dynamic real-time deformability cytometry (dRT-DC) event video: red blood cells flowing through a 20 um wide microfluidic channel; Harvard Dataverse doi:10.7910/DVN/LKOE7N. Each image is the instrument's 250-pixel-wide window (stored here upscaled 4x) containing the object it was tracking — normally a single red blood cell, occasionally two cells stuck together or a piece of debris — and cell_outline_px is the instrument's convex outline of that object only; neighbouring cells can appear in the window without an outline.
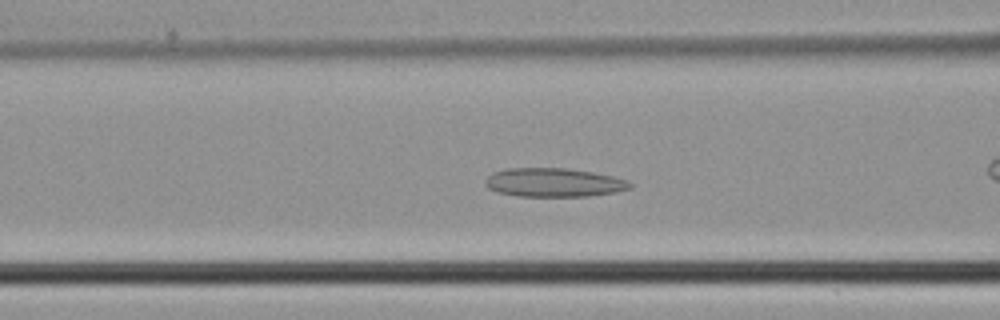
{"species": "common noctule bat (a hibernating species)", "species_latin": "Nyctalus noctula", "temperature_condition": "cold", "stored_images_in_passage": 41, "camera_frame_rate_fps": 3000, "um_per_image_px": 0.085, "animal": {"sex": "male", "body_mass_g": 21.5, "forearm_length_mm": 52.0}, "frame": {"image": 1, "passage_image": 12, "time_ms": 3.667, "image_size_px": [1000, 320], "cell_outline_px": [[632, 188], [616, 192], [588, 196], [516, 196], [496, 192], [488, 188], [484, 184], [484, 180], [492, 172], [504, 168], [568, 168], [592, 172], [612, 176], [628, 180], [632, 184]], "centroid_in_image_um": [47.04, 15.51], "position_along_channel_um": 119.6, "area_um2": 24.51}}
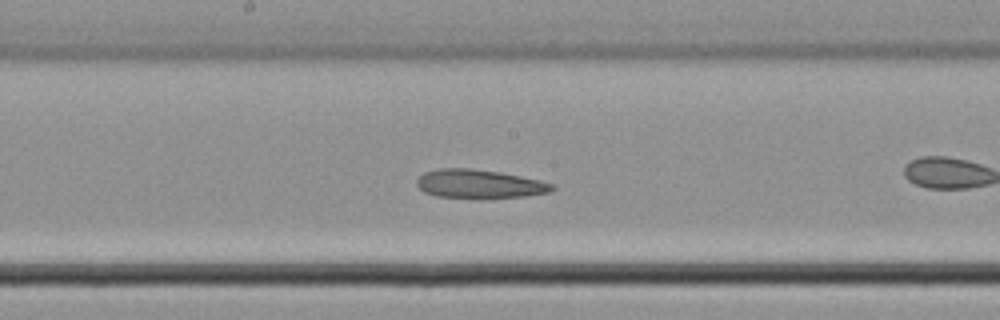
{"frame": {"image": 2, "passage_image": 18, "time_ms": 5.667, "image_size_px": [1000, 320], "cell_outline_px": [[556, 188], [548, 192], [524, 196], [436, 196], [424, 192], [416, 184], [416, 180], [424, 172], [440, 168], [472, 168], [500, 172], [520, 176], [556, 184]], "centroid_in_image_um": [40.73, 15.59], "position_along_channel_um": 207.5, "area_um2": 21.91}}